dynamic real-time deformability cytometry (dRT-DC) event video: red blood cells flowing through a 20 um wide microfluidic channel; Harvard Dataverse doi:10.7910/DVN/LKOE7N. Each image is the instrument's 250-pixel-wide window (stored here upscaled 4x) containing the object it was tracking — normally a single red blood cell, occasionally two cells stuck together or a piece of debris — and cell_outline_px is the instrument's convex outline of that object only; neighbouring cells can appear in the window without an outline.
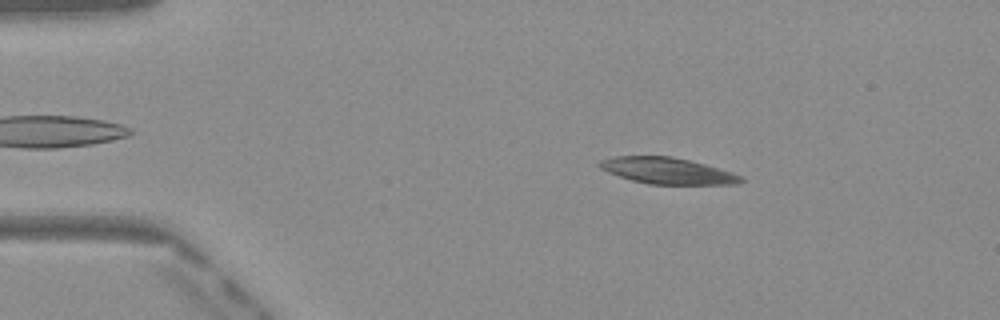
{"species": "Egyptian fruit bat (a non-hibernating species)", "species_latin": "Rousettus aegyptiacus", "temperature_condition": "warm", "stored_images_in_passage": 49, "camera_frame_rate_fps": 3000, "um_per_image_px": 0.085, "frame": {"image": 1, "passage_image": 8, "time_ms": 2.333, "image_size_px": [1000, 320], "cell_outline_px": [[744, 180], [736, 184], [648, 184], [632, 180], [608, 172], [600, 168], [596, 164], [600, 160], [616, 156], [668, 156], [688, 160], [704, 164], [732, 172], [740, 176]], "centroid_in_image_um": [56.68, 14.51], "position_along_channel_um": 28.3, "area_um2": 21.39}}
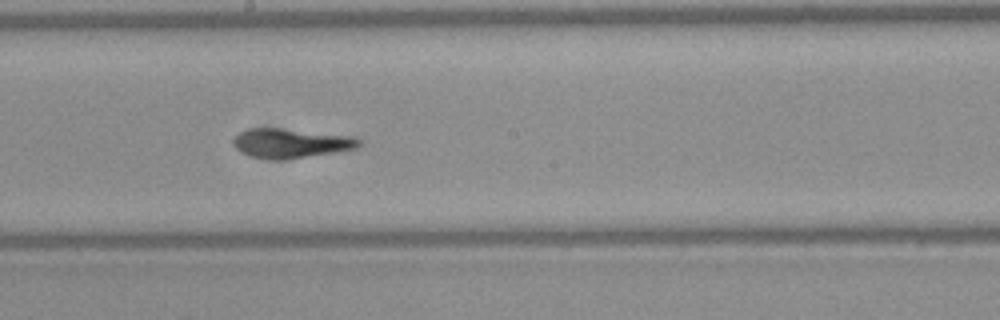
{"frame": {"image": 2, "passage_image": 27, "time_ms": 8.667, "image_size_px": [1000, 320], "cell_outline_px": [[360, 144], [356, 148], [336, 152], [284, 160], [276, 160], [252, 156], [240, 152], [232, 144], [232, 140], [240, 132], [248, 128], [280, 128], [352, 136], [360, 140]], "centroid_in_image_um": [24.69, 12.17], "position_along_channel_um": 223.5, "area_um2": 21.44}}
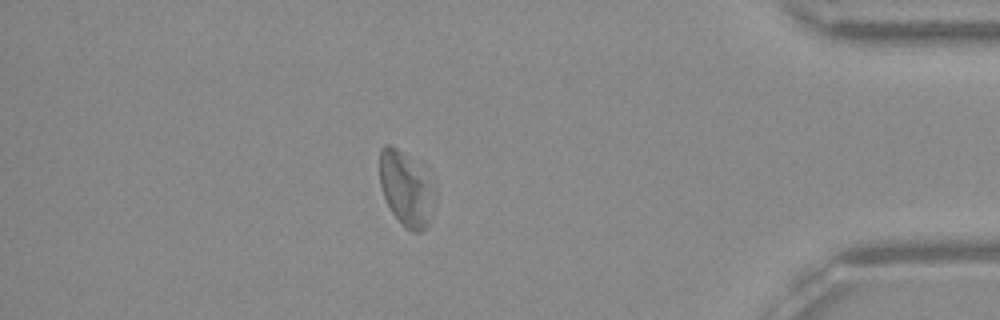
{"frame": {"image": 3, "passage_image": 43, "time_ms": 14.0, "image_size_px": [1000, 320], "cell_outline_px": [[436, 200], [428, 224], [420, 232], [412, 232], [392, 212], [384, 196], [380, 184], [380, 148], [384, 144], [392, 144], [436, 188]], "centroid_in_image_um": [34.51, 16.09], "position_along_channel_um": 400.7, "area_um2": 22.89}, "authors_computed_cell_mechanics": {"area_um2": 21.5594, "velocity_mm_per_s": 4.0478, "shape_relaxation_time_tau1_ms": 2.9272, "shape_relaxation_time_tau2_ms": 3.6084, "deformation_change_tau1": 0.1021, "deformation_change_tau2": 0.1315}}